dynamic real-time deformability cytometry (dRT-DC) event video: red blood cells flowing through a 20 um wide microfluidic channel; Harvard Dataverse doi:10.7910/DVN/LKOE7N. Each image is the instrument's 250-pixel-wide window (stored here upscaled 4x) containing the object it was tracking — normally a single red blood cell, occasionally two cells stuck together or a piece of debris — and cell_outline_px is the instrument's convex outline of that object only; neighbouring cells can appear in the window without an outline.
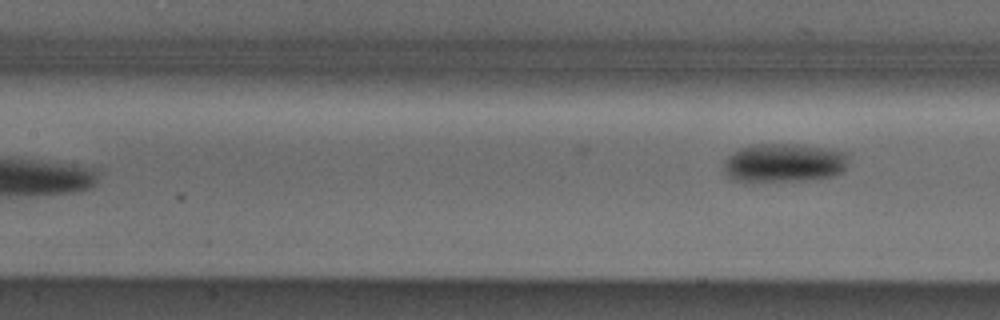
{"species": "Egyptian fruit bat (a non-hibernating species)", "species_latin": "Rousettus aegyptiacus", "temperature_condition": "cold", "stored_images_in_passage": 7, "camera_frame_rate_fps": 3000, "um_per_image_px": 0.085, "animal": {"sex": "male"}, "frame": {"image": 1, "passage_image": 7, "time_ms": 7.0, "image_size_px": [1000, 320], "cell_outline_px": [[848, 156], [844, 168], [840, 172], [832, 176], [808, 180], [732, 180], [724, 172], [724, 160], [732, 152], [740, 148], [752, 144], [804, 144], [828, 148], [848, 152]], "centroid_in_image_um": [66.64, 13.81], "position_along_channel_um": 140.8, "area_um2": 28.09}}